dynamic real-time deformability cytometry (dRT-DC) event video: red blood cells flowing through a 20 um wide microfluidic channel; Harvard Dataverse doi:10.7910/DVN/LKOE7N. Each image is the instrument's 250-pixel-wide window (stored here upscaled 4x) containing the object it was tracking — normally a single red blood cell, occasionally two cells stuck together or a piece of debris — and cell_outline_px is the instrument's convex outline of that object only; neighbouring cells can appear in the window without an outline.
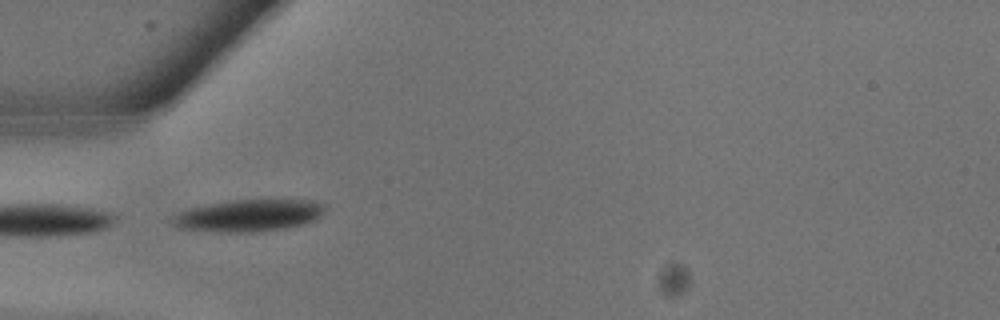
{"species": "common noctule bat (a hibernating species)", "species_latin": "Nyctalus noctula", "temperature_condition": "warm", "stored_images_in_passage": 5, "camera_frame_rate_fps": 3000, "um_per_image_px": 0.085, "animal": {"sex": "male", "body_mass_g": 13.3}, "frame": {"image": 1, "passage_image": 2, "time_ms": 0.333, "image_size_px": [1000, 320], "cell_outline_px": [[324, 212], [316, 220], [304, 224], [288, 228], [252, 232], [220, 232], [180, 228], [172, 224], [172, 216], [188, 208], [228, 200], [308, 200], [324, 204]], "centroid_in_image_um": [21.14, 18.32], "position_along_channel_um": 63.9, "area_um2": 28.44}}